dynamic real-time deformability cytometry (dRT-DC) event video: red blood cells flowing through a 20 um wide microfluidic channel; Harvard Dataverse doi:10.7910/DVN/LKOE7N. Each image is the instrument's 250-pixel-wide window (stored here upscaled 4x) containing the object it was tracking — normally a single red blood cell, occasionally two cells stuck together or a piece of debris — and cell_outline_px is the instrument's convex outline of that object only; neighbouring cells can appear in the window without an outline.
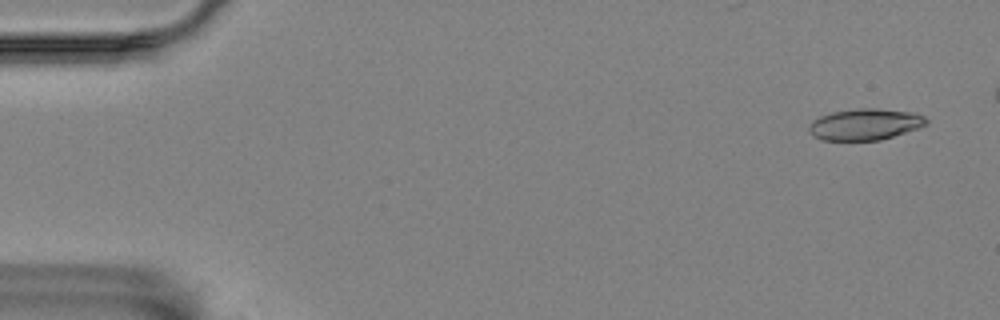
{"species": "Egyptian fruit bat (a non-hibernating species)", "species_latin": "Rousettus aegyptiacus", "temperature_condition": "room temperature", "stored_images_in_passage": 31, "camera_frame_rate_fps": 3000, "um_per_image_px": 0.085, "animal": {"sex": "female"}, "frame": {"image": 1, "passage_image": 3, "time_ms": 0.667, "image_size_px": [1000, 320], "cell_outline_px": [[928, 124], [880, 140], [824, 140], [812, 136], [808, 132], [808, 128], [812, 120], [820, 116], [832, 112], [856, 108], [876, 108], [912, 112], [924, 116], [928, 120]], "centroid_in_image_um": [73.49, 10.56], "position_along_channel_um": 11.5, "area_um2": 21.39}}
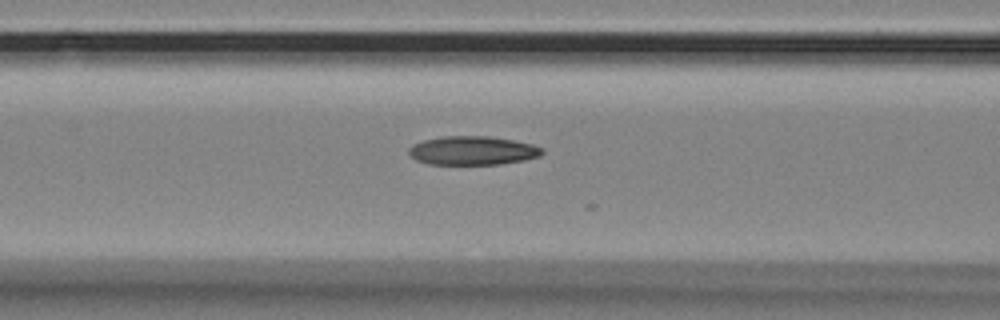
{"frame": {"image": 2, "passage_image": 23, "time_ms": 7.333, "image_size_px": [1000, 320], "cell_outline_px": [[544, 152], [540, 156], [524, 160], [500, 164], [428, 164], [416, 160], [408, 152], [408, 148], [412, 144], [424, 140], [444, 136], [488, 136], [512, 140], [532, 144], [540, 148]], "centroid_in_image_um": [40.15, 12.8], "position_along_channel_um": 126.5, "area_um2": 22.25}}
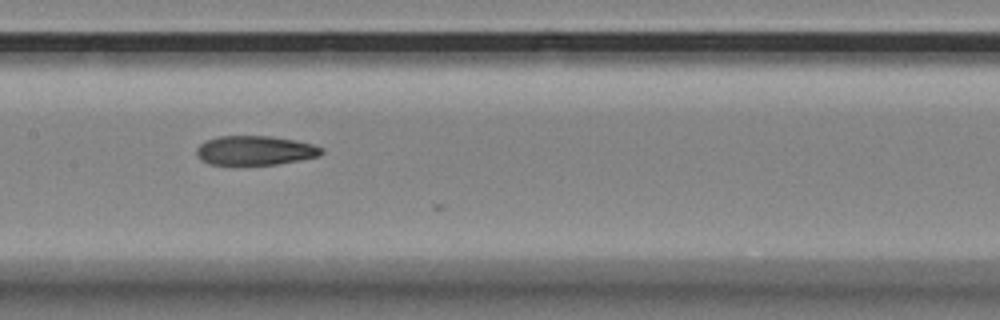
{"frame": {"image": 3, "passage_image": 28, "time_ms": 9.0, "image_size_px": [1000, 320], "cell_outline_px": [[324, 152], [320, 156], [300, 160], [276, 164], [240, 168], [208, 164], [200, 160], [196, 152], [196, 148], [204, 140], [220, 136], [268, 136], [296, 140], [312, 144], [324, 148]], "centroid_in_image_um": [21.63, 12.84], "position_along_channel_um": 185.8, "area_um2": 22.37}}